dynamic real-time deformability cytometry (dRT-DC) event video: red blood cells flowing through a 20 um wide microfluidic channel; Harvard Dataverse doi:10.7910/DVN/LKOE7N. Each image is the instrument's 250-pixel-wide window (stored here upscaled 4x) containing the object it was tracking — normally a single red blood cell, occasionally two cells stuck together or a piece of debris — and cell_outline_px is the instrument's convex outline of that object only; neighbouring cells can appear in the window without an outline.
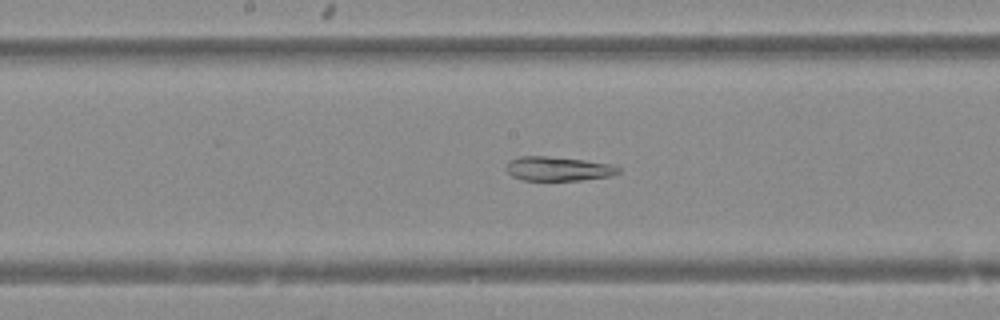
{"species": "Egyptian fruit bat (a non-hibernating species)", "species_latin": "Rousettus aegyptiacus", "temperature_condition": "warm", "stored_images_in_passage": 50, "camera_frame_rate_fps": 3000, "um_per_image_px": 0.085, "animal": {"sex": "female"}, "frame": {"image": 1, "passage_image": 26, "time_ms": 8.333, "image_size_px": [1000, 320], "cell_outline_px": [[620, 172], [612, 176], [580, 180], [524, 180], [512, 176], [504, 168], [508, 160], [520, 156], [548, 156], [584, 160], [612, 164], [620, 168]], "centroid_in_image_um": [47.43, 14.34], "position_along_channel_um": 200.8, "area_um2": 15.95}}
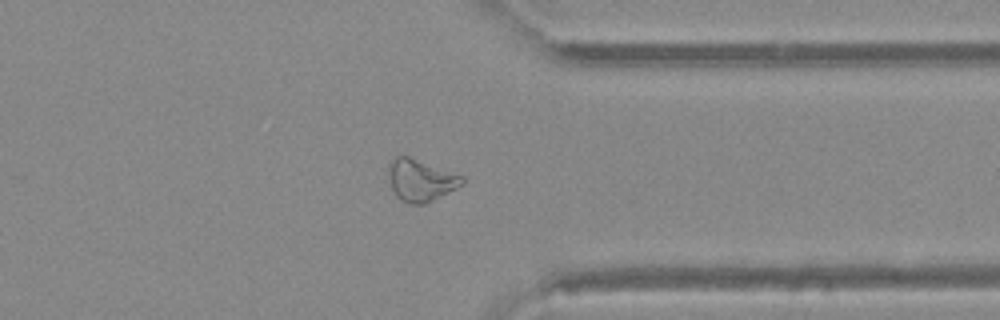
{"frame": {"image": 2, "passage_image": 39, "time_ms": 12.667, "image_size_px": [1000, 320], "cell_outline_px": [[464, 184], [424, 204], [408, 204], [400, 200], [396, 196], [392, 188], [388, 176], [388, 164], [396, 156], [408, 156], [464, 176]], "centroid_in_image_um": [35.74, 15.32], "position_along_channel_um": 375.7, "area_um2": 17.92}}
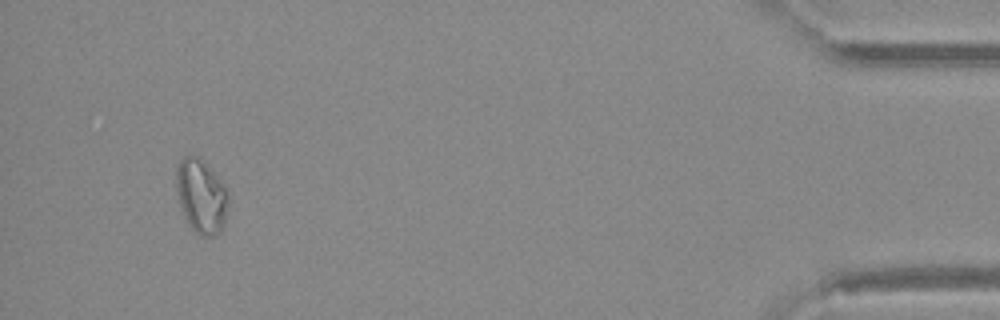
{"frame": {"image": 3, "passage_image": 47, "time_ms": 15.333, "image_size_px": [1000, 320], "cell_outline_px": [[228, 204], [224, 224], [220, 232], [216, 236], [200, 236], [188, 224], [184, 216], [176, 192], [176, 168], [180, 160], [184, 156], [192, 156], [200, 160], [212, 172], [224, 188], [228, 196]], "centroid_in_image_um": [17.08, 16.74], "position_along_channel_um": 418.1, "area_um2": 21.91}}